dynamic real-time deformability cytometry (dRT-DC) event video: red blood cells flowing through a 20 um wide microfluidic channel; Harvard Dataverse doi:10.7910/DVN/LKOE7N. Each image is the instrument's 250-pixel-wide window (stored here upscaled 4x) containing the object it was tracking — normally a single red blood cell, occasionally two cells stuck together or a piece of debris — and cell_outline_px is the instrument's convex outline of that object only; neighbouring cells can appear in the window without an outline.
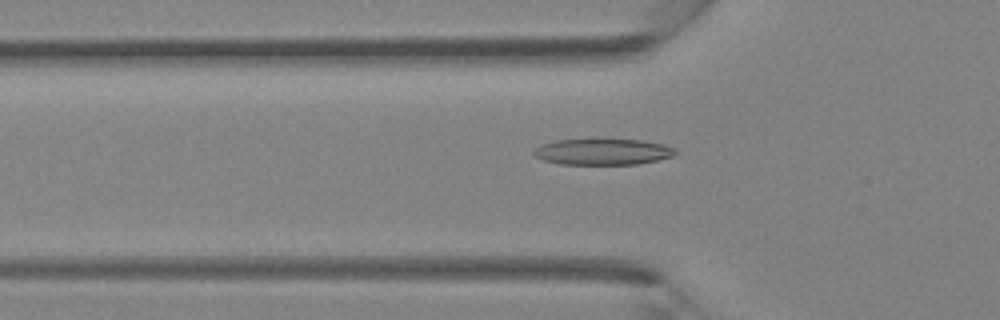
{"species": "Egyptian fruit bat (a non-hibernating species)", "species_latin": "Rousettus aegyptiacus", "temperature_condition": "room temperature", "stored_images_in_passage": 42, "camera_frame_rate_fps": 3000, "um_per_image_px": 0.085, "animal": {"sex": "female"}, "frame": {"image": 1, "passage_image": 14, "time_ms": 4.333, "image_size_px": [1000, 320], "cell_outline_px": [[676, 152], [672, 156], [656, 160], [636, 164], [560, 164], [544, 160], [536, 156], [532, 152], [540, 144], [556, 140], [592, 136], [640, 140], [664, 144], [676, 148]], "centroid_in_image_um": [51.2, 12.84], "position_along_channel_um": 74.6, "area_um2": 22.48}}
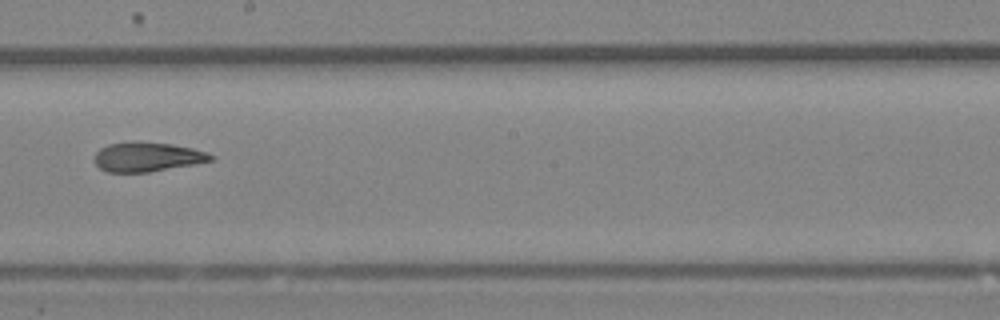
{"frame": {"image": 2, "passage_image": 24, "time_ms": 7.667, "image_size_px": [1000, 320], "cell_outline_px": [[216, 160], [196, 164], [148, 172], [108, 172], [100, 168], [92, 160], [96, 152], [100, 148], [108, 144], [136, 140], [172, 144], [192, 148], [208, 152], [216, 156]], "centroid_in_image_um": [12.54, 13.32], "position_along_channel_um": 235.7, "area_um2": 20.4}}
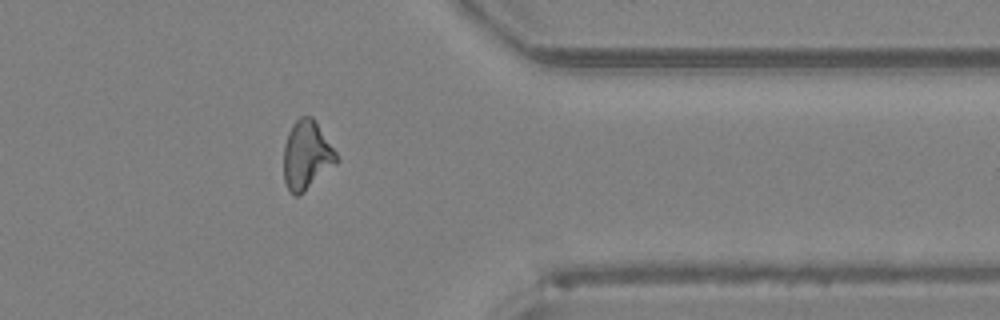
{"frame": {"image": 3, "passage_image": 34, "time_ms": 11.0, "image_size_px": [1000, 320], "cell_outline_px": [[340, 160], [336, 164], [300, 196], [292, 196], [284, 180], [284, 144], [288, 132], [292, 124], [300, 116], [312, 116], [336, 152]], "centroid_in_image_um": [26.06, 13.21], "position_along_channel_um": 385.3, "area_um2": 21.27}}